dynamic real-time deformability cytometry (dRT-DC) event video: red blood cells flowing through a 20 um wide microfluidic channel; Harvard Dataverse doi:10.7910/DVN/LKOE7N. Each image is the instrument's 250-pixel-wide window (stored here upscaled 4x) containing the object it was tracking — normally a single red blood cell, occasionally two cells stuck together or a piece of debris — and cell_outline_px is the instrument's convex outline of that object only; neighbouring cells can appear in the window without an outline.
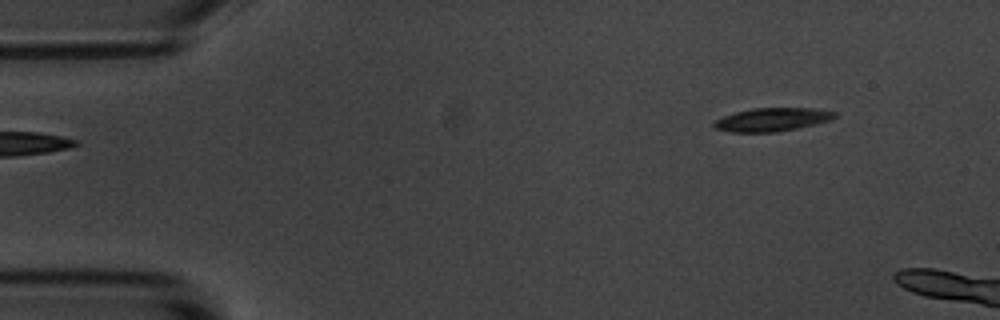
{"species": "common noctule bat (a hibernating species)", "species_latin": "Nyctalus noctula", "temperature_condition": "room temperature", "stored_images_in_passage": 4, "camera_frame_rate_fps": 3000, "um_per_image_px": 0.085, "animal": {"sex": "male", "body_mass_g": 20.1, "forearm_length_mm": 53.5}, "frame": {"image": 1, "passage_image": 1, "time_ms": 0.0, "image_size_px": [1000, 320], "cell_outline_px": [[836, 116], [828, 120], [796, 128], [776, 132], [732, 132], [716, 128], [712, 124], [716, 120], [724, 116], [736, 112], [752, 108], [812, 108], [836, 112]], "centroid_in_image_um": [65.6, 10.16], "position_along_channel_um": 19.4, "area_um2": 16.07}}